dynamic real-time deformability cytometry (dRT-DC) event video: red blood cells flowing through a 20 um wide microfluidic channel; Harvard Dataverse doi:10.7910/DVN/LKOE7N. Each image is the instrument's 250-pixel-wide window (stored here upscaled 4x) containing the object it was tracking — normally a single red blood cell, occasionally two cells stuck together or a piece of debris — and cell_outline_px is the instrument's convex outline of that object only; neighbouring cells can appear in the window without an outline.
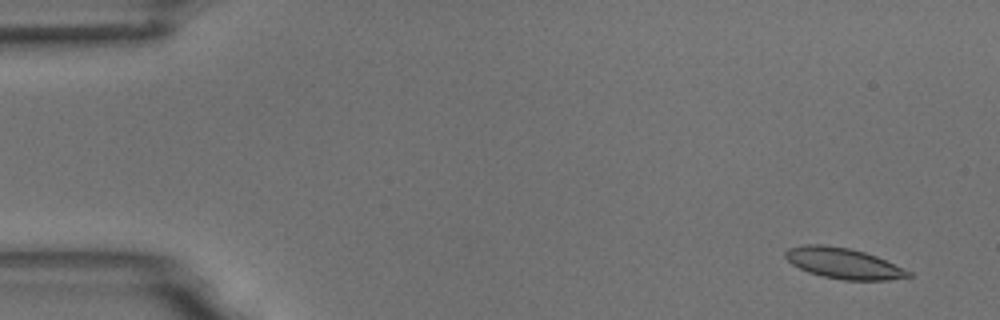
{"species": "common noctule bat (a hibernating species)", "species_latin": "Nyctalus noctula", "temperature_condition": "room temperature", "stored_images_in_passage": 2, "camera_frame_rate_fps": 3000, "um_per_image_px": 0.085, "animal": {"sex": "male", "body_mass_g": 18.8}, "frame": {"image": 1, "passage_image": 1, "time_ms": 0.0, "image_size_px": [1000, 320], "cell_outline_px": [[912, 276], [888, 280], [844, 280], [824, 276], [808, 272], [792, 264], [784, 256], [784, 252], [788, 248], [804, 244], [824, 244], [848, 248], [864, 252], [876, 256], [912, 272]], "centroid_in_image_um": [71.67, 22.37], "position_along_channel_um": 13.3, "area_um2": 21.91}}